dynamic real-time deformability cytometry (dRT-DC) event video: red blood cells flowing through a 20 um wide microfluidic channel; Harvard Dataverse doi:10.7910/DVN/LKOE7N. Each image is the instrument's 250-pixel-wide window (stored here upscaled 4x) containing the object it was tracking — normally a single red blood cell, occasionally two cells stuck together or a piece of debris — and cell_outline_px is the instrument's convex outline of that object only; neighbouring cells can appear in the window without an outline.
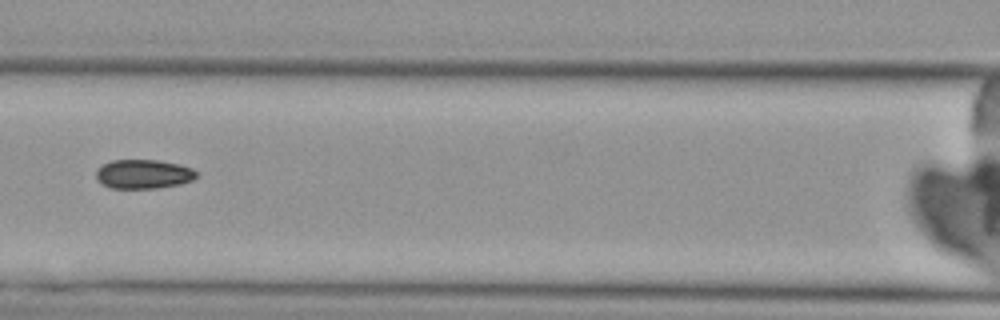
{"species": "Egyptian fruit bat (a non-hibernating species)", "species_latin": "Rousettus aegyptiacus", "temperature_condition": "cold", "stored_images_in_passage": 4, "camera_frame_rate_fps": 3000, "um_per_image_px": 0.085, "animal": {"sex": "female"}, "frame": {"image": 1, "passage_image": 4, "time_ms": 3.667, "image_size_px": [1000, 320], "cell_outline_px": [[200, 176], [192, 180], [180, 184], [156, 188], [112, 188], [104, 184], [96, 176], [96, 168], [112, 160], [156, 160], [180, 164], [192, 168]], "centroid_in_image_um": [12.23, 14.79], "position_along_channel_um": 154.4, "area_um2": 16.99}}